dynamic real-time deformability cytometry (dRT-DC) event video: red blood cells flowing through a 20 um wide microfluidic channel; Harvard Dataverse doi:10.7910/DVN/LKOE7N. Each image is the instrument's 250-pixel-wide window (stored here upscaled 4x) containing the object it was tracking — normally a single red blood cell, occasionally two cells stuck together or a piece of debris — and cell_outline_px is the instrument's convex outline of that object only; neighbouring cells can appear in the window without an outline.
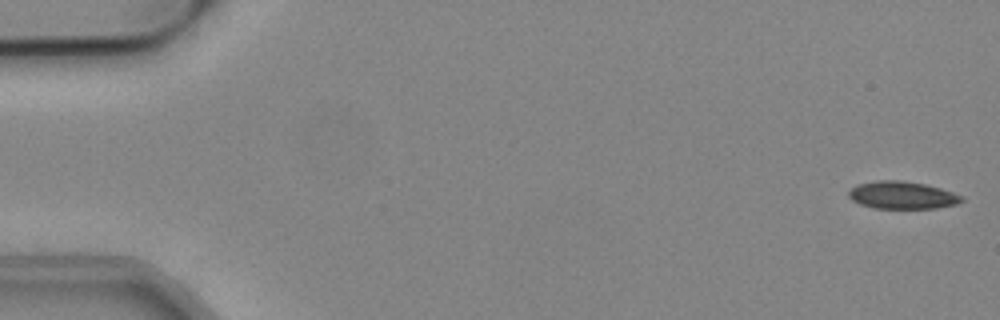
{"species": "common noctule bat (a hibernating species)", "species_latin": "Nyctalus noctula", "temperature_condition": "cold", "stored_images_in_passage": 15, "camera_frame_rate_fps": 3000, "um_per_image_px": 0.085, "animal": {"sex": "male", "body_mass_g": 19.2, "forearm_length_mm": 51.8}, "frame": {"image": 1, "passage_image": 1, "time_ms": 0.0, "image_size_px": [1000, 320], "cell_outline_px": [[964, 200], [956, 204], [936, 208], [872, 208], [860, 204], [852, 200], [848, 196], [848, 192], [856, 184], [876, 180], [900, 180], [924, 184], [940, 188], [964, 196]], "centroid_in_image_um": [76.67, 16.58], "position_along_channel_um": 8.3, "area_um2": 18.15}}